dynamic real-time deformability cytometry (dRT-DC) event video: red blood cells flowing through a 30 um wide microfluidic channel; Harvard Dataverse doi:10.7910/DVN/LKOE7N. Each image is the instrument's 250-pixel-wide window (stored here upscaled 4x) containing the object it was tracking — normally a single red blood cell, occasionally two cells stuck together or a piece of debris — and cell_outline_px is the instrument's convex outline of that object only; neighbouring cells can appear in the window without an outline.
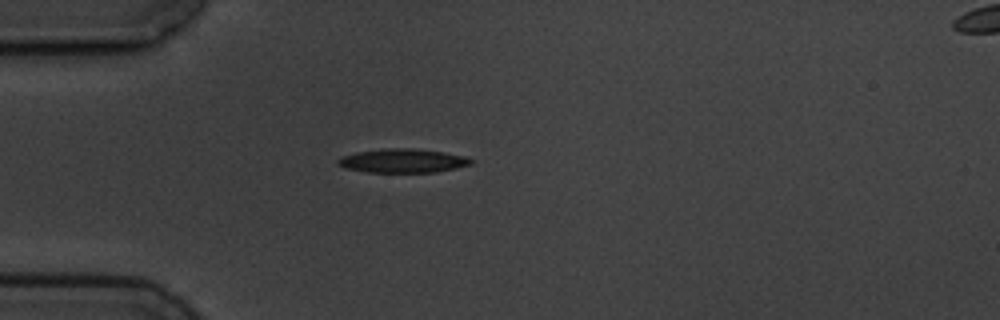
{"species": "common noctule bat (a hibernating species)", "species_latin": "Nyctalus noctula", "temperature_condition": "cold", "stored_images_in_passage": 2, "segment_of_instrument_passage": [1, 2], "camera_frame_rate_fps": 3000, "um_per_image_px": 0.085, "animal": {"sex": "male", "body_mass_g": 19.5, "forearm_length_mm": 54.6}, "frame": {"image": 1, "passage_image": 1, "time_ms": 0.0, "image_size_px": [1000, 320], "cell_outline_px": [[476, 160], [472, 164], [456, 168], [436, 172], [368, 172], [344, 168], [336, 164], [336, 160], [340, 156], [356, 152], [384, 148], [412, 148], [444, 152], [464, 156]], "centroid_in_image_um": [34.21, 13.66], "position_along_channel_um": 50.8, "area_um2": 18.73}}